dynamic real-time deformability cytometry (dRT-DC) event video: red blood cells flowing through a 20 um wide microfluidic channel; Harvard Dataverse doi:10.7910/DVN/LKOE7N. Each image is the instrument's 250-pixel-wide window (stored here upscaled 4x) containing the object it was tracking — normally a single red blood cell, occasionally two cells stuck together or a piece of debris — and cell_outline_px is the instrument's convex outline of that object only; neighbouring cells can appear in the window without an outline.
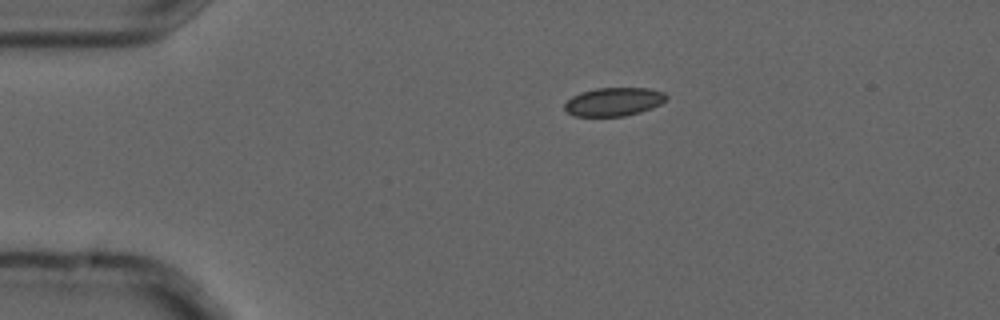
{"species": "common noctule bat (a hibernating species)", "species_latin": "Nyctalus noctula", "temperature_condition": "cold", "stored_images_in_passage": 6, "camera_frame_rate_fps": 3000, "um_per_image_px": 0.085, "animal": {"sex": "male", "forearm_length_mm": 52.5}, "frame": {"image": 1, "passage_image": 6, "time_ms": 1.667, "image_size_px": [1000, 320], "cell_outline_px": [[668, 100], [652, 108], [640, 112], [624, 116], [572, 116], [564, 108], [564, 104], [572, 96], [580, 92], [596, 88], [652, 88], [664, 92], [668, 96]], "centroid_in_image_um": [52.2, 8.64], "position_along_channel_um": 32.8, "area_um2": 17.05}}